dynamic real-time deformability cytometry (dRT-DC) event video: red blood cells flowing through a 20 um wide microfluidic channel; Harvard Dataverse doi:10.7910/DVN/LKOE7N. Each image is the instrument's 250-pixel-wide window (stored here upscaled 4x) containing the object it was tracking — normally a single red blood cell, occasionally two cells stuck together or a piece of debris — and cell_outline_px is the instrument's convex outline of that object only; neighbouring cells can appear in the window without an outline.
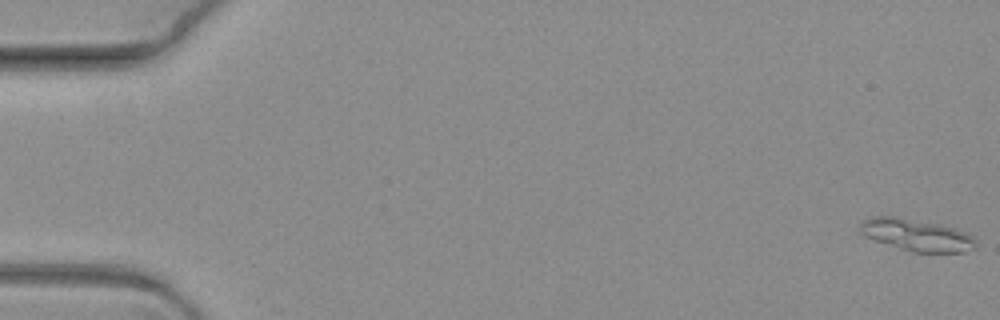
{"species": "common noctule bat (a hibernating species)", "species_latin": "Nyctalus noctula", "temperature_condition": "warm", "stored_images_in_passage": 6, "camera_frame_rate_fps": 3000, "um_per_image_px": 0.085, "animal": {"sex": "female", "body_mass_g": 19.3, "forearm_length_mm": 54.1}, "frame": {"image": 1, "passage_image": 1, "time_ms": 0.0, "image_size_px": [1000, 320], "cell_outline_px": [[976, 248], [964, 252], [916, 252], [900, 248], [864, 236], [860, 232], [860, 220], [872, 216], [896, 216], [956, 228], [968, 232], [976, 240]], "centroid_in_image_um": [77.92, 19.96], "position_along_channel_um": 7.1, "area_um2": 21.5}}
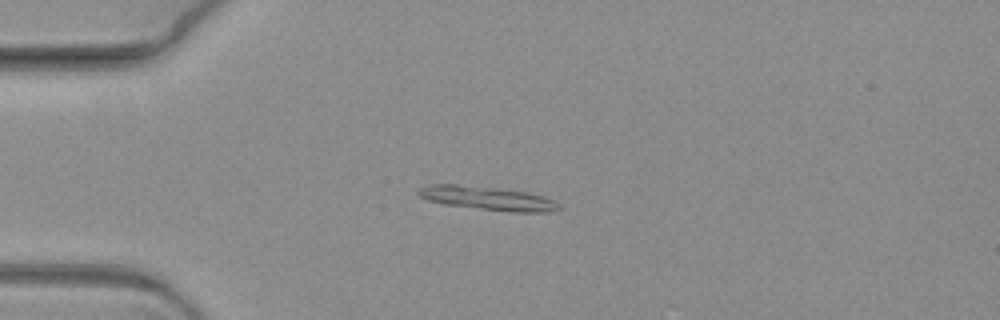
{"frame": {"image": 2, "passage_image": 5, "time_ms": 1.333, "image_size_px": [1000, 320], "cell_outline_px": [[560, 208], [548, 212], [508, 212], [444, 204], [428, 200], [420, 196], [416, 192], [420, 188], [432, 184], [456, 184], [528, 192], [544, 196], [560, 204]], "centroid_in_image_um": [41.45, 16.86], "position_along_channel_um": 43.5, "area_um2": 19.19}}